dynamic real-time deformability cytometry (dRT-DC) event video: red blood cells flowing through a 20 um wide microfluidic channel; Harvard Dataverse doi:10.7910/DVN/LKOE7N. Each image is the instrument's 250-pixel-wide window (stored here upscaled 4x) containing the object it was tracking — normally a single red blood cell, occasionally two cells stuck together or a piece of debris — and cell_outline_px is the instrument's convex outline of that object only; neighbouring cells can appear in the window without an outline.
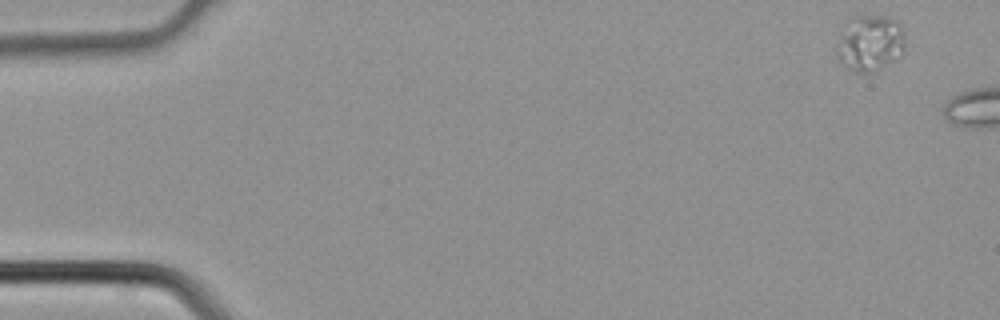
{"species": "common noctule bat (a hibernating species)", "species_latin": "Nyctalus noctula", "temperature_condition": "cold", "stored_images_in_passage": 2, "camera_frame_rate_fps": 3000, "um_per_image_px": 0.085, "animal": {"sex": "male", "body_mass_g": 21.5, "forearm_length_mm": 52.0}, "frame": {"image": 1, "passage_image": 1, "time_ms": 0.0, "image_size_px": [1000, 320], "cell_outline_px": [[904, 44], [900, 56], [896, 60], [876, 72], [856, 72], [840, 64], [836, 56], [840, 36], [844, 20], [848, 16], [888, 16], [896, 20], [904, 28]], "centroid_in_image_um": [73.94, 3.65], "position_along_channel_um": 11.1, "area_um2": 22.95}}